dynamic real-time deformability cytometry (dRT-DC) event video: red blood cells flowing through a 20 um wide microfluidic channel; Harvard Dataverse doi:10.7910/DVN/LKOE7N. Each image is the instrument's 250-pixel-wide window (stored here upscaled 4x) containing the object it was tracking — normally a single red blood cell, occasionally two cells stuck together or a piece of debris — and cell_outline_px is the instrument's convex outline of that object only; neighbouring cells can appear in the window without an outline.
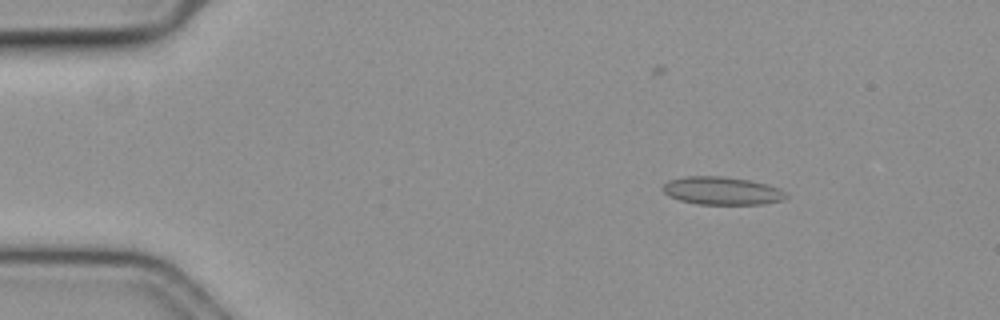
{"species": "common noctule bat (a hibernating species)", "species_latin": "Nyctalus noctula", "temperature_condition": "cold", "stored_images_in_passage": 58, "camera_frame_rate_fps": 3000, "um_per_image_px": 0.085, "animal": {"sex": "female", "body_mass_g": 19.3, "forearm_length_mm": 54.1}, "frame": {"image": 1, "passage_image": 7, "time_ms": 2.0, "image_size_px": [1000, 320], "cell_outline_px": [[788, 196], [780, 200], [764, 204], [696, 204], [680, 200], [668, 196], [664, 192], [664, 184], [668, 180], [688, 176], [720, 176], [748, 180], [780, 188]], "centroid_in_image_um": [61.34, 16.22], "position_along_channel_um": 23.7, "area_um2": 19.83}}
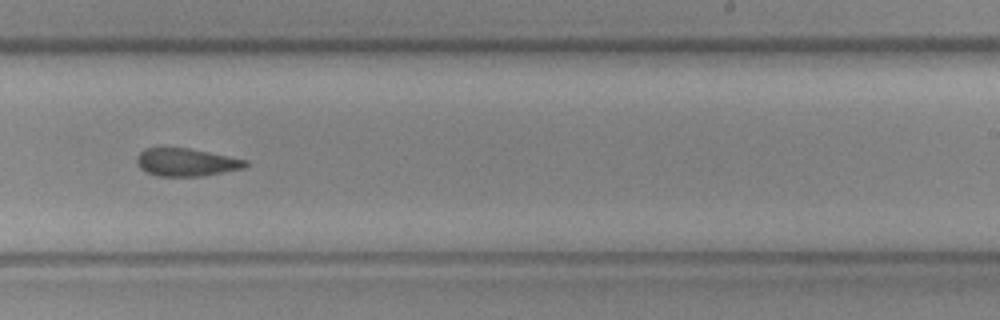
{"frame": {"image": 2, "passage_image": 35, "time_ms": 11.333, "image_size_px": [1000, 320], "cell_outline_px": [[248, 164], [244, 168], [204, 176], [156, 176], [144, 172], [140, 168], [136, 160], [136, 156], [144, 148], [188, 148], [248, 160]], "centroid_in_image_um": [15.81, 13.8], "position_along_channel_um": 273.2, "area_um2": 17.69}}
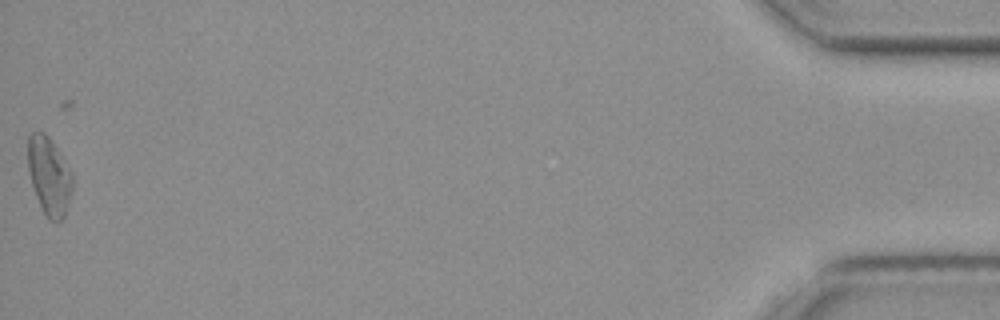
{"frame": {"image": 3, "passage_image": 57, "time_ms": 18.667, "image_size_px": [1000, 320], "cell_outline_px": [[72, 192], [64, 216], [56, 224], [48, 220], [36, 196], [32, 184], [28, 168], [28, 136], [32, 132], [44, 132], [48, 136], [72, 172]], "centroid_in_image_um": [4.18, 14.98], "position_along_channel_um": 431.0, "area_um2": 20.06}, "authors_computed_cell_mechanics": {"area_um2": 18.9584, "velocity_mm_per_s": 3.5613, "shape_relaxation_time_tau1_ms": null, "shape_relaxation_time_tau2_ms": 4.111, "deformation_change_tau1": null, "deformation_change_tau2": 0.1021}}